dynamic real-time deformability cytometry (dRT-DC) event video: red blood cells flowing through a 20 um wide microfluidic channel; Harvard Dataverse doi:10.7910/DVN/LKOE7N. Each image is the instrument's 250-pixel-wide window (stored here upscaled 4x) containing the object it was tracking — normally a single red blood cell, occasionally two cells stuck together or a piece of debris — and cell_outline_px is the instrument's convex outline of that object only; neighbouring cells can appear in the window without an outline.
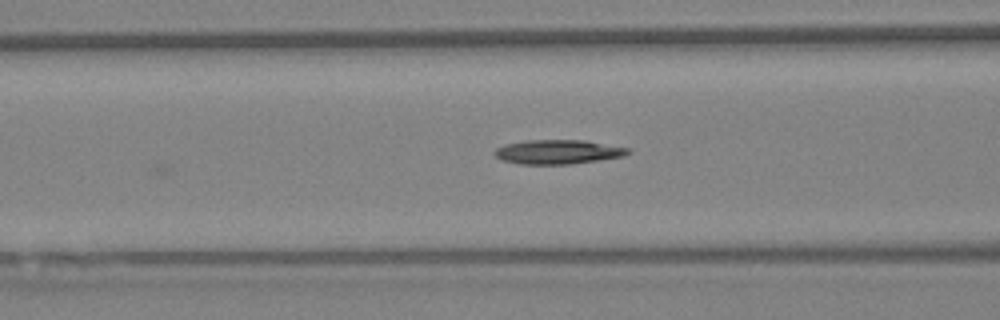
{"species": "Egyptian fruit bat (a non-hibernating species)", "species_latin": "Rousettus aegyptiacus", "temperature_condition": "warm", "stored_images_in_passage": 22, "camera_frame_rate_fps": 3000, "um_per_image_px": 0.085, "animal": {"sex": "female"}, "frame": {"image": 1, "passage_image": 22, "time_ms": 7.0, "image_size_px": [1000, 320], "cell_outline_px": [[632, 152], [624, 156], [600, 160], [572, 164], [520, 164], [504, 160], [496, 156], [492, 152], [496, 148], [504, 144], [524, 140], [584, 140], [632, 148]], "centroid_in_image_um": [47.46, 12.9], "position_along_channel_um": 119.1, "area_um2": 19.07}}